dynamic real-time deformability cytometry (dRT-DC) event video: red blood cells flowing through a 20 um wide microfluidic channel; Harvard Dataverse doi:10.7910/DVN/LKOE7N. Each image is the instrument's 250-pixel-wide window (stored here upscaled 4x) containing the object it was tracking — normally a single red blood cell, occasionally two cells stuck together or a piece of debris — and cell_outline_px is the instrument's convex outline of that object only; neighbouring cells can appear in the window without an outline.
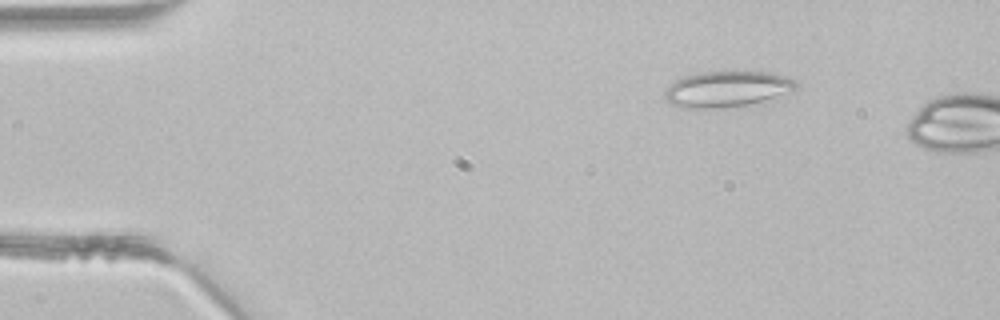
{"species": "common noctule bat (a hibernating species)", "species_latin": "Nyctalus noctula", "temperature_condition": "room temperature", "stored_images_in_passage": 2, "camera_frame_rate_fps": 3000, "um_per_image_px": 0.085, "animal": {"sex": "male", "body_mass_g": 21.5, "forearm_length_mm": 52.0}, "frame": {"image": 1, "passage_image": 1, "time_ms": 0.0, "image_size_px": [1000, 320], "cell_outline_px": [[800, 84], [792, 92], [748, 104], [724, 108], [680, 108], [664, 100], [664, 92], [676, 80], [684, 76], [700, 72], [768, 72], [784, 76], [796, 80]], "centroid_in_image_um": [61.79, 7.57], "position_along_channel_um": 23.2, "area_um2": 27.4}}